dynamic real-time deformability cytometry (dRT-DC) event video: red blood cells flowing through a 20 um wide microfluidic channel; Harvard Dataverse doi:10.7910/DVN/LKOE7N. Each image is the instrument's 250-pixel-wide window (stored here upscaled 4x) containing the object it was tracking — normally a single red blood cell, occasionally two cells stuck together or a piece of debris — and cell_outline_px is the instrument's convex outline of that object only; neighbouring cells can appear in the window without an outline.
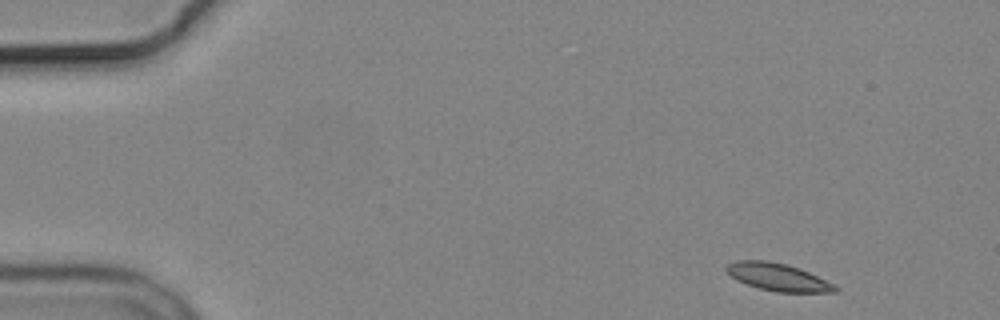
{"species": "common noctule bat (a hibernating species)", "species_latin": "Nyctalus noctula", "temperature_condition": "cold", "stored_images_in_passage": 4, "camera_frame_rate_fps": 3000, "um_per_image_px": 0.085, "animal": {"sex": "male", "body_mass_g": 19.2, "forearm_length_mm": 51.8}, "frame": {"image": 1, "passage_image": 1, "time_ms": 0.0, "image_size_px": [1000, 320], "cell_outline_px": [[840, 288], [836, 292], [776, 292], [760, 288], [736, 280], [724, 268], [728, 264], [736, 260], [768, 260], [800, 268], [836, 284]], "centroid_in_image_um": [66.16, 23.55], "position_along_channel_um": 18.8, "area_um2": 17.46}}
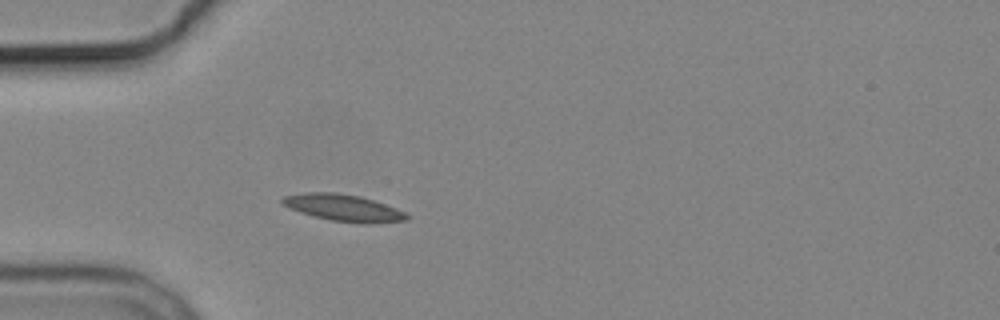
{"frame": {"image": 2, "passage_image": 4, "time_ms": 3.667, "image_size_px": [1000, 320], "cell_outline_px": [[412, 216], [408, 220], [372, 224], [364, 224], [332, 220], [312, 216], [288, 208], [280, 204], [280, 200], [284, 196], [304, 192], [336, 192], [360, 196], [396, 208]], "centroid_in_image_um": [29.18, 17.67], "position_along_channel_um": 55.8, "area_um2": 19.65}}